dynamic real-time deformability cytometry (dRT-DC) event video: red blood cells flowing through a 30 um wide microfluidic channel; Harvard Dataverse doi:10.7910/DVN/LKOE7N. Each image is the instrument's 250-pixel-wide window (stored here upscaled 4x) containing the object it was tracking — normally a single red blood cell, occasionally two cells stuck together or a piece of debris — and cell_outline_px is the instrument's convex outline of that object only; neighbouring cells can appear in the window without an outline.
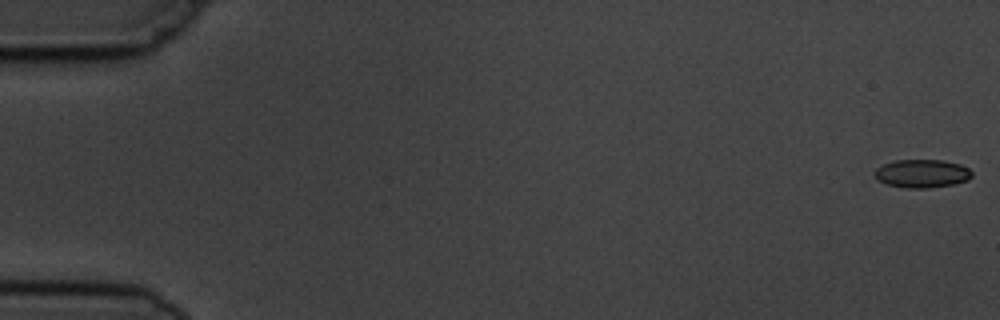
{"species": "common noctule bat (a hibernating species)", "species_latin": "Nyctalus noctula", "temperature_condition": "cold", "stored_images_in_passage": 4, "camera_frame_rate_fps": 3000, "um_per_image_px": 0.085, "animal": {"sex": "male", "body_mass_g": 19.5, "forearm_length_mm": 54.6}, "frame": {"image": 1, "passage_image": 4, "time_ms": 4.333, "image_size_px": [1000, 320], "cell_outline_px": [[972, 176], [968, 180], [952, 184], [928, 188], [904, 188], [888, 184], [876, 180], [872, 172], [876, 168], [884, 164], [896, 160], [944, 160], [960, 164], [968, 168], [972, 172]], "centroid_in_image_um": [78.34, 14.75], "position_along_channel_um": 6.7, "area_um2": 16.13}}